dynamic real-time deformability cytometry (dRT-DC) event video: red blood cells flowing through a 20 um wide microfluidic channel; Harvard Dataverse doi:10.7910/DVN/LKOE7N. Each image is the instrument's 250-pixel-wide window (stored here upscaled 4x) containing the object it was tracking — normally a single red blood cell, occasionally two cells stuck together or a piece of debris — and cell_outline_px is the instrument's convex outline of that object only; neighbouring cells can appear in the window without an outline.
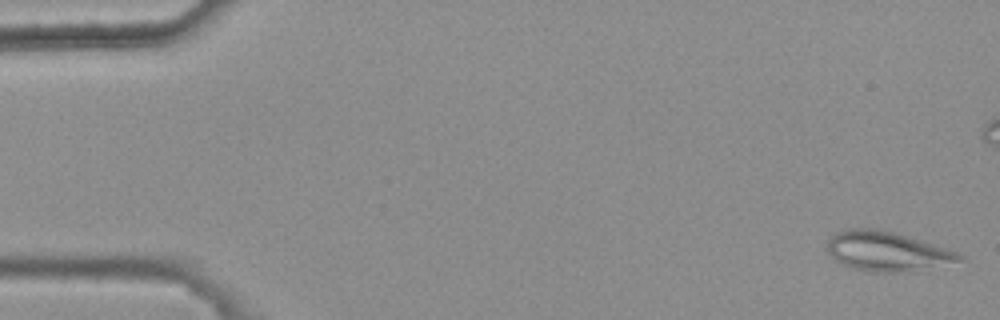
{"species": "common noctule bat (a hibernating species)", "species_latin": "Nyctalus noctula", "temperature_condition": "warm", "stored_images_in_passage": 5, "camera_frame_rate_fps": 3000, "um_per_image_px": 0.085, "animal": {"sex": "female", "body_mass_g": 25.1}, "frame": {"image": 1, "passage_image": 1, "time_ms": 0.0, "image_size_px": [1000, 320], "cell_outline_px": [[968, 260], [896, 272], [868, 272], [852, 268], [836, 260], [828, 252], [828, 240], [836, 232], [848, 228], [880, 228], [896, 232], [948, 248], [960, 252]], "centroid_in_image_um": [75.41, 21.33], "position_along_channel_um": 9.6, "area_um2": 30.4}}